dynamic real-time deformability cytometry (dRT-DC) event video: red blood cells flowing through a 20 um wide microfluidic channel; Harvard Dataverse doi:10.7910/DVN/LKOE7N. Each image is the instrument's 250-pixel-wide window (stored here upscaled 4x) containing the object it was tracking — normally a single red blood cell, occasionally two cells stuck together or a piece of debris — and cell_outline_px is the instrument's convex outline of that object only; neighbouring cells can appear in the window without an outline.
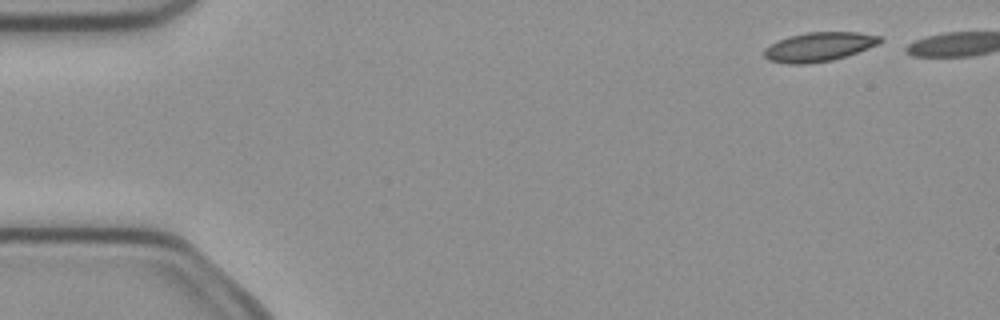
{"species": "common noctule bat (a hibernating species)", "species_latin": "Nyctalus noctula", "temperature_condition": "cold", "stored_images_in_passage": 4, "camera_frame_rate_fps": 3000, "um_per_image_px": 0.085, "animal": {"sex": "female", "body_mass_g": 21.9}, "frame": {"image": 1, "passage_image": 1, "time_ms": 0.0, "image_size_px": [1000, 320], "cell_outline_px": [[884, 40], [868, 48], [832, 60], [804, 64], [788, 64], [768, 60], [764, 56], [764, 48], [788, 36], [808, 32], [860, 32], [880, 36]], "centroid_in_image_um": [69.59, 3.97], "position_along_channel_um": 15.4, "area_um2": 19.48}}